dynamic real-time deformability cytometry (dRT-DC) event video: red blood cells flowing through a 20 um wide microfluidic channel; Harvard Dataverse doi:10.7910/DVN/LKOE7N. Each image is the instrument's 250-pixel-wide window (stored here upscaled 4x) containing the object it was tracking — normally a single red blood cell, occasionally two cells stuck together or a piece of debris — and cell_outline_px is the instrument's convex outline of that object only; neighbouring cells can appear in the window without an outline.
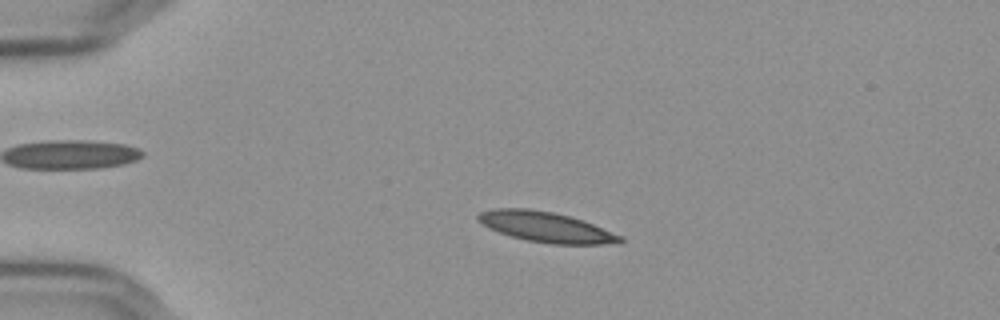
{"species": "Egyptian fruit bat (a non-hibernating species)", "species_latin": "Rousettus aegyptiacus", "temperature_condition": "cold", "stored_images_in_passage": 47, "camera_frame_rate_fps": 3000, "um_per_image_px": 0.085, "frame": {"image": 1, "passage_image": 4, "time_ms": 1.0, "image_size_px": [1000, 320], "cell_outline_px": [[624, 240], [620, 244], [552, 244], [528, 240], [512, 236], [488, 228], [476, 220], [476, 216], [480, 212], [492, 208], [528, 208], [552, 212], [584, 220], [624, 236]], "centroid_in_image_um": [46.44, 19.29], "position_along_channel_um": 38.6, "area_um2": 25.26}}
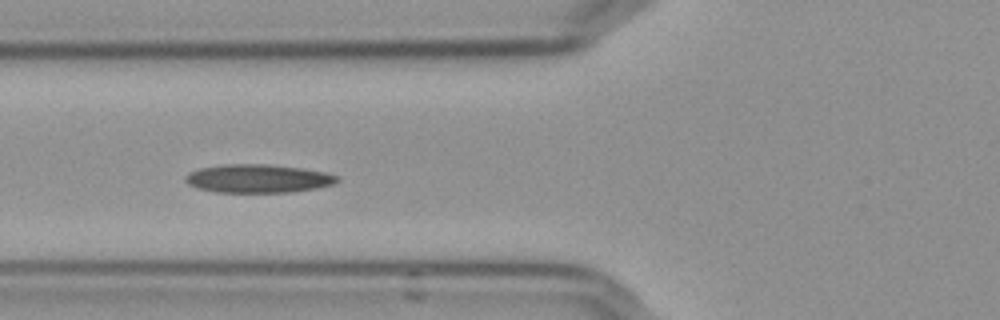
{"frame": {"image": 2, "passage_image": 13, "time_ms": 4.0, "image_size_px": [1000, 320], "cell_outline_px": [[340, 180], [336, 184], [316, 188], [292, 192], [216, 192], [196, 188], [188, 184], [184, 180], [184, 176], [188, 172], [200, 168], [224, 164], [268, 164], [300, 168], [324, 172], [336, 176]], "centroid_in_image_um": [21.9, 15.18], "position_along_channel_um": 103.9, "area_um2": 25.2}}
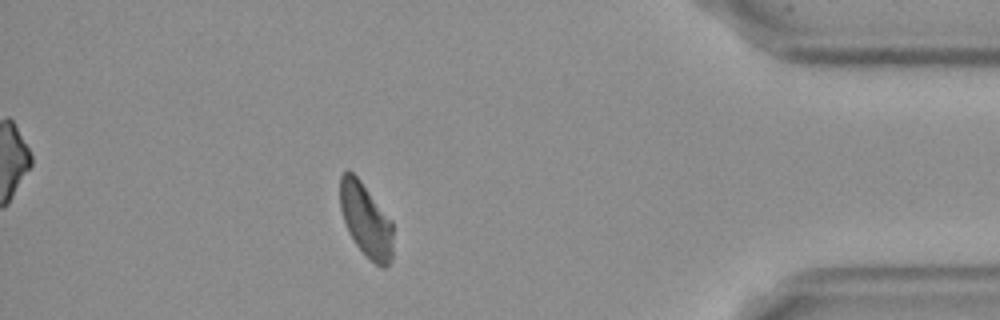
{"frame": {"image": 3, "passage_image": 41, "time_ms": 13.333, "image_size_px": [1000, 320], "cell_outline_px": [[392, 260], [384, 268], [376, 264], [356, 244], [348, 232], [340, 208], [340, 176], [344, 172], [352, 172], [360, 180], [392, 220]], "centroid_in_image_um": [31.11, 18.7], "position_along_channel_um": 404.1, "area_um2": 22.43}, "authors_computed_cell_mechanics": {"area_um2": 24.3916, "velocity_mm_per_s": 3.6123, "shape_relaxation_time_tau1_ms": 9.6115, "shape_relaxation_time_tau2_ms": 4.177, "deformation_change_tau1": 0.1827, "deformation_change_tau2": 0.0951}}